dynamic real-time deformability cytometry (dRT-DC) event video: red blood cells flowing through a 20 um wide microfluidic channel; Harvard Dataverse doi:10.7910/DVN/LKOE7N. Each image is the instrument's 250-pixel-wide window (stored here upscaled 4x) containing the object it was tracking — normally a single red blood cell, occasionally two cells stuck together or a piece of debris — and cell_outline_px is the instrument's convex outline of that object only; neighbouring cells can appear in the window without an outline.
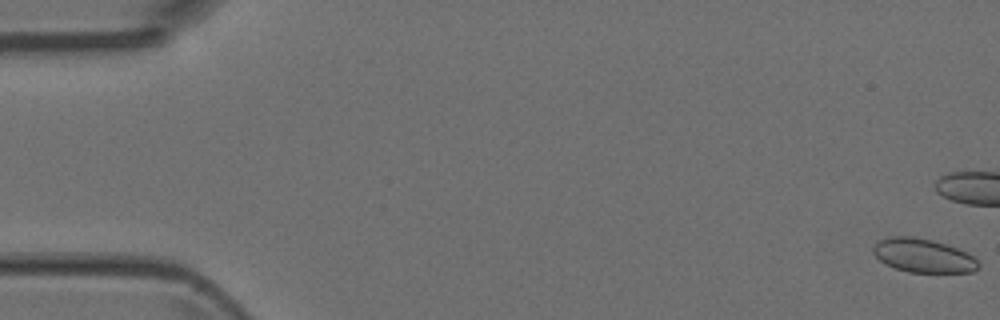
{"species": "Egyptian fruit bat (a non-hibernating species)", "species_latin": "Rousettus aegyptiacus", "temperature_condition": "room temperature", "stored_images_in_passage": 9, "camera_frame_rate_fps": 3000, "um_per_image_px": 0.085, "animal": {"sex": "female"}, "frame": {"image": 1, "passage_image": 1, "time_ms": 0.0, "image_size_px": [1000, 320], "cell_outline_px": [[980, 268], [972, 272], [908, 272], [896, 268], [880, 260], [872, 252], [872, 248], [880, 240], [888, 236], [912, 236], [932, 240], [956, 248], [972, 256], [980, 264]], "centroid_in_image_um": [78.47, 21.72], "position_along_channel_um": 6.5, "area_um2": 20.46}}
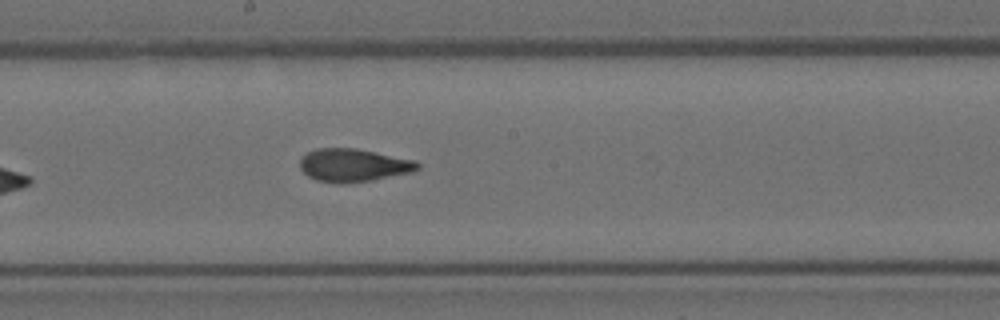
{"frame": {"image": 2, "passage_image": 9, "time_ms": 2.667, "image_size_px": [1000, 320], "cell_outline_px": [[420, 168], [412, 172], [372, 180], [340, 184], [316, 180], [308, 176], [300, 168], [300, 160], [308, 152], [316, 148], [356, 148], [416, 160], [420, 164]], "centroid_in_image_um": [30.06, 14.04], "position_along_channel_um": 218.1, "area_um2": 22.66}}